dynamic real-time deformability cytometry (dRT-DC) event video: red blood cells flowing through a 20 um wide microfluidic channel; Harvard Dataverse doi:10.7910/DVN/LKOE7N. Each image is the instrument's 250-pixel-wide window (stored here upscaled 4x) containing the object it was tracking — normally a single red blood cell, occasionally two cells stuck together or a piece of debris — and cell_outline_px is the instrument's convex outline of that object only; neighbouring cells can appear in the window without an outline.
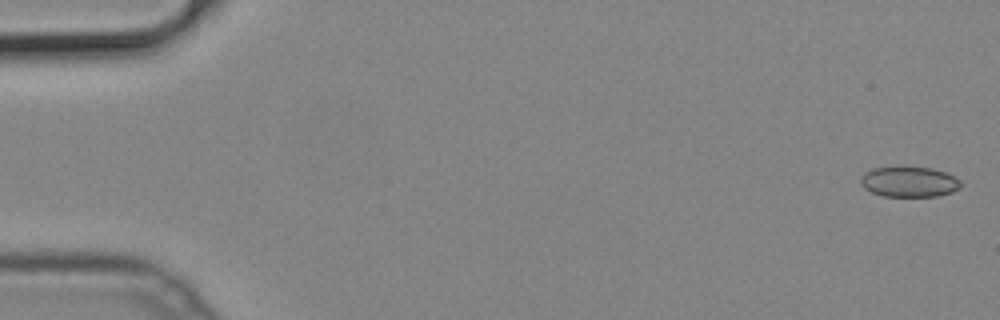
{"species": "common noctule bat (a hibernating species)", "species_latin": "Nyctalus noctula", "temperature_condition": "cold", "stored_images_in_passage": 51, "camera_frame_rate_fps": 3000, "um_per_image_px": 0.085, "animal": {"sex": "male", "body_mass_g": 19.2, "forearm_length_mm": 51.8}, "frame": {"image": 1, "passage_image": 1, "time_ms": 0.0, "image_size_px": [1000, 320], "cell_outline_px": [[960, 188], [952, 192], [936, 196], [884, 196], [872, 192], [864, 188], [860, 184], [860, 180], [864, 172], [872, 168], [932, 168], [944, 172], [960, 180]], "centroid_in_image_um": [77.26, 15.47], "position_along_channel_um": 7.7, "area_um2": 17.4}}
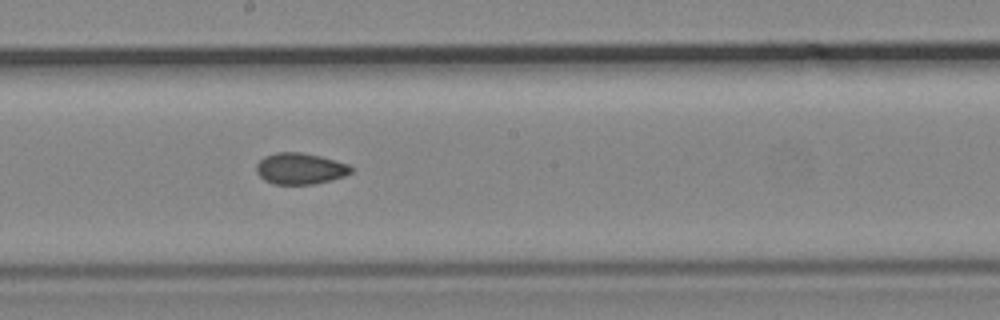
{"frame": {"image": 2, "passage_image": 28, "time_ms": 9.0, "image_size_px": [1000, 320], "cell_outline_px": [[352, 172], [344, 176], [332, 180], [312, 184], [272, 184], [264, 180], [256, 172], [256, 164], [264, 156], [276, 152], [300, 152], [320, 156], [348, 164], [352, 168]], "centroid_in_image_um": [25.49, 14.33], "position_along_channel_um": 222.7, "area_um2": 17.28}}
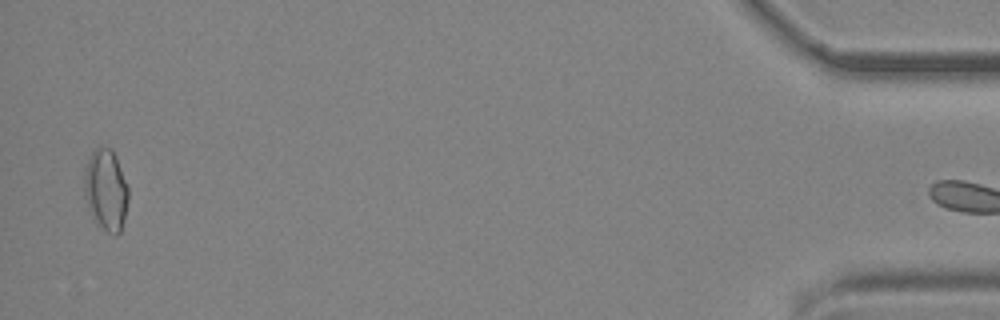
{"frame": {"image": 3, "passage_image": 50, "time_ms": 16.333, "image_size_px": [1000, 320], "cell_outline_px": [[128, 200], [124, 220], [120, 232], [116, 236], [100, 228], [96, 224], [84, 196], [84, 168], [92, 152], [96, 148], [112, 148], [116, 156], [128, 188]], "centroid_in_image_um": [9.0, 16.17], "position_along_channel_um": 426.2, "area_um2": 20.92}}